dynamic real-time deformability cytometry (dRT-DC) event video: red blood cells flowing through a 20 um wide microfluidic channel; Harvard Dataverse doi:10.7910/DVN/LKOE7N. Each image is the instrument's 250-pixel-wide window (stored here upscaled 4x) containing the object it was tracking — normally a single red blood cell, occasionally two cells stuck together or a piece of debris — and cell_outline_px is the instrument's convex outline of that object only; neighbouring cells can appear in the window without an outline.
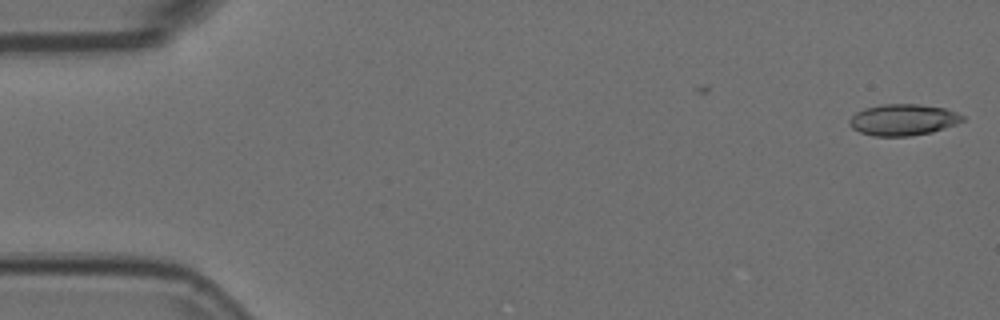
{"species": "Egyptian fruit bat (a non-hibernating species)", "species_latin": "Rousettus aegyptiacus", "temperature_condition": "room temperature", "stored_images_in_passage": 2, "camera_frame_rate_fps": 3000, "um_per_image_px": 0.085, "animal": {"sex": "female"}, "frame": {"image": 1, "passage_image": 2, "time_ms": 0.333, "image_size_px": [1000, 320], "cell_outline_px": [[964, 120], [956, 124], [932, 132], [908, 136], [872, 136], [860, 132], [852, 128], [848, 124], [848, 120], [856, 112], [864, 108], [880, 104], [920, 104], [944, 108], [956, 112], [964, 116]], "centroid_in_image_um": [76.73, 10.18], "position_along_channel_um": 8.3, "area_um2": 20.75}}